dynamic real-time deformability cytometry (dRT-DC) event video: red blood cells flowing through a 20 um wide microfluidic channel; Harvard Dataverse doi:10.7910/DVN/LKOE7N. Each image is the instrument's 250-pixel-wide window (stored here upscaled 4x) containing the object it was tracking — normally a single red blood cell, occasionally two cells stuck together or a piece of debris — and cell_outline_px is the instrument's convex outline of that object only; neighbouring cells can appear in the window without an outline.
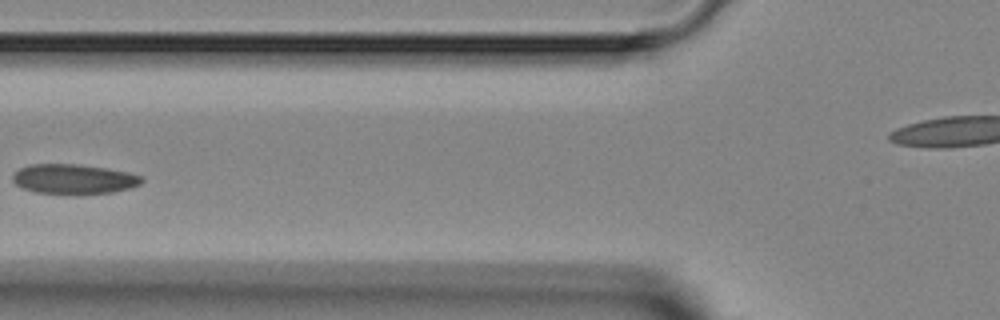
{"species": "Egyptian fruit bat (a non-hibernating species)", "species_latin": "Rousettus aegyptiacus", "temperature_condition": "room temperature", "stored_images_in_passage": 7, "camera_frame_rate_fps": 3000, "um_per_image_px": 0.085, "animal": {"sex": "female"}, "frame": {"image": 1, "passage_image": 6, "time_ms": 6.0, "image_size_px": [1000, 320], "cell_outline_px": [[144, 180], [140, 184], [128, 188], [112, 192], [80, 196], [36, 192], [20, 188], [12, 180], [12, 176], [20, 168], [28, 164], [76, 164], [108, 168], [128, 172], [144, 176]], "centroid_in_image_um": [6.27, 15.24], "position_along_channel_um": 119.5, "area_um2": 23.0}}
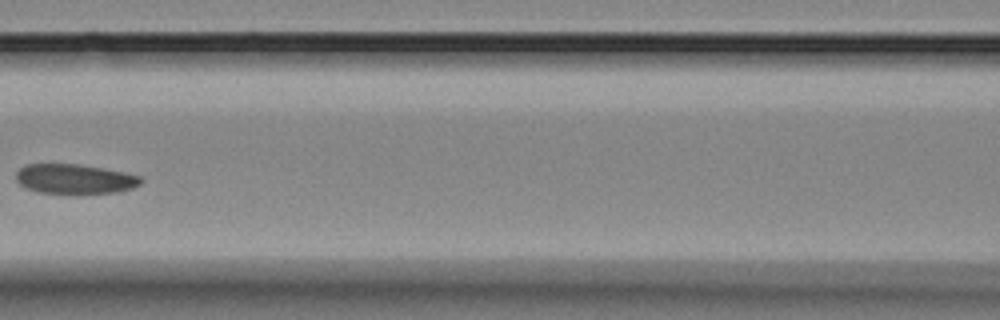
{"frame": {"image": 2, "passage_image": 7, "time_ms": 7.0, "image_size_px": [1000, 320], "cell_outline_px": [[144, 180], [140, 184], [132, 188], [120, 192], [40, 192], [28, 188], [20, 184], [16, 180], [16, 172], [20, 168], [28, 164], [80, 164], [104, 168], [124, 172], [140, 176]], "centroid_in_image_um": [6.38, 15.18], "position_along_channel_um": 160.2, "area_um2": 21.21}}